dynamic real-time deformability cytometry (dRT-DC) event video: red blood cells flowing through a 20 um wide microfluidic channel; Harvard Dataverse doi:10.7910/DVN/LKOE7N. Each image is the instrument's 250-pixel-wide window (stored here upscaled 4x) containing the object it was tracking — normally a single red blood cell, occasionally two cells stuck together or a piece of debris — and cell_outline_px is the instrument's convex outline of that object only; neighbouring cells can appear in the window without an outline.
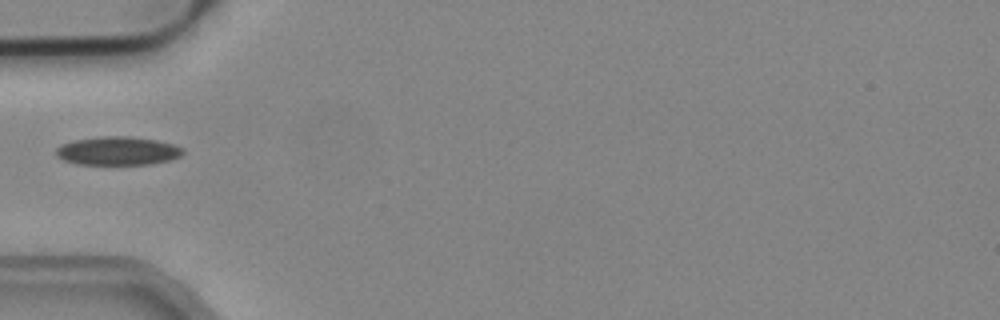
{"species": "common noctule bat (a hibernating species)", "species_latin": "Nyctalus noctula", "temperature_condition": "cold", "stored_images_in_passage": 31, "camera_frame_rate_fps": 3000, "um_per_image_px": 0.085, "animal": {"sex": "male", "body_mass_g": 19.2, "forearm_length_mm": 51.8}, "frame": {"image": 1, "passage_image": 1, "time_ms": 0.0, "image_size_px": [1000, 320], "cell_outline_px": [[184, 152], [180, 156], [168, 160], [148, 164], [76, 164], [64, 160], [56, 156], [56, 148], [64, 144], [76, 140], [100, 136], [128, 136], [156, 140], [172, 144], [184, 148]], "centroid_in_image_um": [10.01, 12.82], "position_along_channel_um": 75.0, "area_um2": 20.87}}
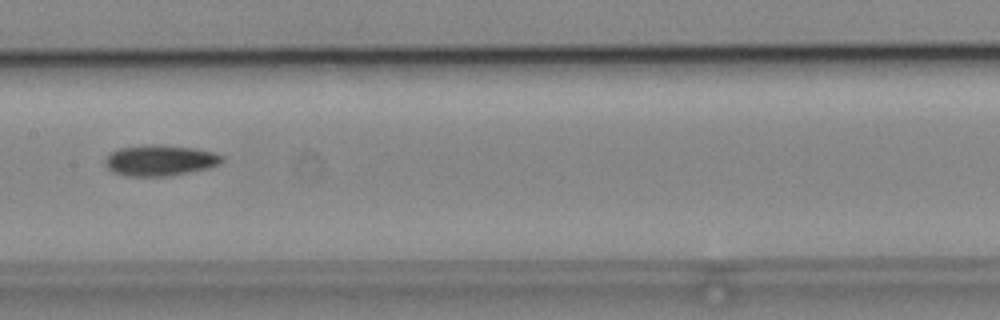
{"frame": {"image": 2, "passage_image": 10, "time_ms": 3.0, "image_size_px": [1000, 320], "cell_outline_px": [[224, 160], [220, 164], [212, 168], [168, 176], [124, 176], [112, 172], [104, 164], [104, 160], [112, 152], [120, 148], [152, 144], [160, 144], [196, 148], [216, 152], [224, 156]], "centroid_in_image_um": [13.66, 13.63], "position_along_channel_um": 193.7, "area_um2": 21.39}}
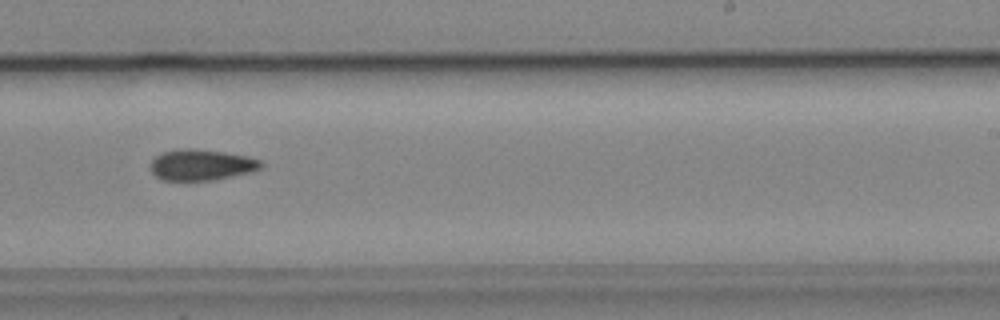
{"frame": {"image": 3, "passage_image": 16, "time_ms": 5.0, "image_size_px": [1000, 320], "cell_outline_px": [[264, 164], [260, 168], [248, 172], [212, 180], [160, 180], [152, 172], [152, 160], [156, 156], [164, 152], [184, 148], [196, 148], [224, 152], [248, 156], [260, 160]], "centroid_in_image_um": [17.11, 14.0], "position_along_channel_um": 271.9, "area_um2": 19.71}}